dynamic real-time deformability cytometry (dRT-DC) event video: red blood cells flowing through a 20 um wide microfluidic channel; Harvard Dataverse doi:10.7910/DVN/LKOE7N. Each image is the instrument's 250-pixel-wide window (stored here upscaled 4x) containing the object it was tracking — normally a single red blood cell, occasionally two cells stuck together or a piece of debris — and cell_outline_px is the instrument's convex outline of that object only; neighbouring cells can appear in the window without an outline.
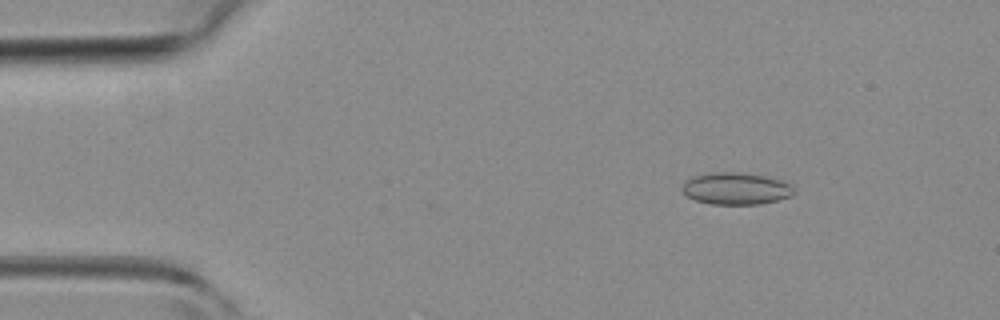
{"species": "common noctule bat (a hibernating species)", "species_latin": "Nyctalus noctula", "temperature_condition": "room temperature", "stored_images_in_passage": 9, "camera_frame_rate_fps": 3000, "um_per_image_px": 0.085, "animal": {"sex": "female", "body_mass_g": 19.3, "forearm_length_mm": 54.1}, "frame": {"image": 1, "passage_image": 6, "time_ms": 1.667, "image_size_px": [1000, 320], "cell_outline_px": [[796, 192], [792, 196], [760, 204], [712, 204], [696, 200], [688, 196], [684, 192], [684, 184], [692, 176], [712, 172], [740, 172], [764, 176], [784, 180], [792, 184]], "centroid_in_image_um": [62.63, 16.02], "position_along_channel_um": 22.4, "area_um2": 20.81}}